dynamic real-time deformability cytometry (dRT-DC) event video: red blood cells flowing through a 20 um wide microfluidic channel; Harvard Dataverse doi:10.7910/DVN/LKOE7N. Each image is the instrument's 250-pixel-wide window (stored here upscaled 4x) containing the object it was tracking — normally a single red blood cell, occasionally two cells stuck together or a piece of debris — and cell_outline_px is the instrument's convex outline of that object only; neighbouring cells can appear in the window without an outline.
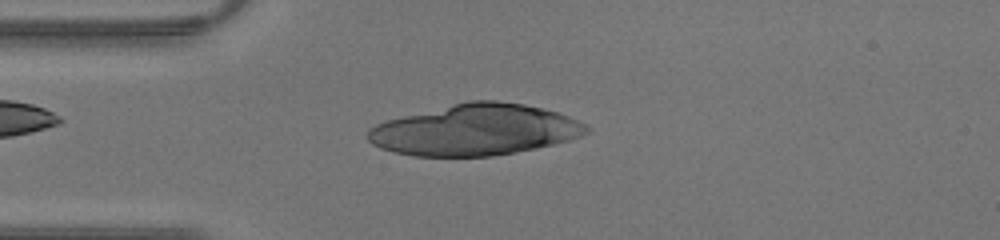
{"species": "human", "species_latin": "Homo sapiens", "temperature_condition": "warm", "stored_images_in_passage": 22, "camera_frame_rate_fps": 3000, "um_per_image_px": 0.085, "donor": {"sex": "male"}, "frame": {"image": 1, "passage_image": 10, "time_ms": 3.0, "image_size_px": [1000, 240], "cell_outline_px": [[588, 132], [580, 136], [568, 140], [536, 148], [516, 152], [492, 156], [416, 156], [392, 152], [380, 148], [372, 144], [368, 140], [368, 128], [376, 124], [388, 120], [468, 100], [496, 100], [524, 104], [556, 112], [568, 116], [584, 124], [588, 128]], "centroid_in_image_um": [40.36, 11.04], "position_along_channel_um": 44.6, "area_um2": 64.62}}